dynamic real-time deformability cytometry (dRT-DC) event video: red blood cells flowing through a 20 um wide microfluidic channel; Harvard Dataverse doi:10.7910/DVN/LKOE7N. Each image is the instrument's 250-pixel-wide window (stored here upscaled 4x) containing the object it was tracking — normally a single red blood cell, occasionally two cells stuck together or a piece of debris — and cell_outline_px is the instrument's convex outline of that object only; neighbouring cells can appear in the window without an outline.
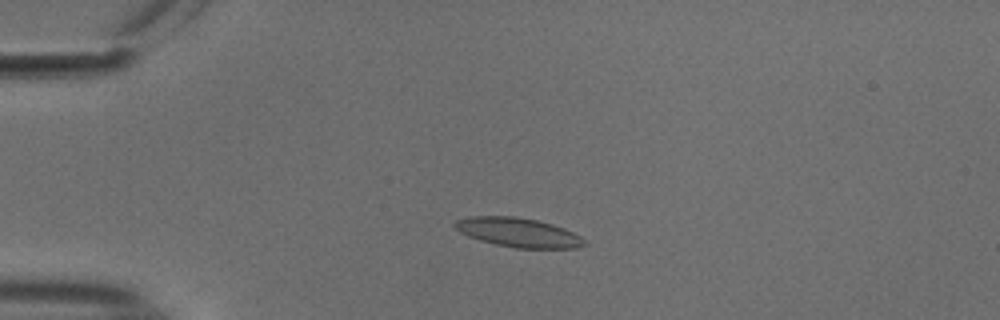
{"species": "common noctule bat (a hibernating species)", "species_latin": "Nyctalus noctula", "temperature_condition": "cold", "stored_images_in_passage": 43, "camera_frame_rate_fps": 3000, "um_per_image_px": 0.085, "animal": {"sex": "male", "body_mass_g": 18.8}, "frame": {"image": 1, "passage_image": 2, "time_ms": 0.333, "image_size_px": [1000, 320], "cell_outline_px": [[588, 244], [576, 248], [516, 248], [496, 244], [480, 240], [468, 236], [460, 232], [452, 224], [456, 220], [468, 216], [516, 216], [536, 220], [552, 224], [564, 228], [588, 240]], "centroid_in_image_um": [44.07, 19.75], "position_along_channel_um": 40.9, "area_um2": 22.14}}
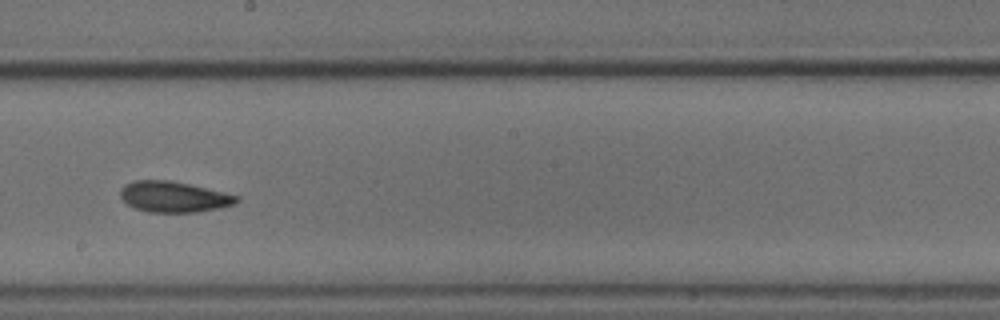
{"frame": {"image": 2, "passage_image": 20, "time_ms": 6.333, "image_size_px": [1000, 320], "cell_outline_px": [[240, 200], [236, 204], [196, 212], [148, 212], [136, 208], [128, 204], [120, 196], [120, 188], [124, 184], [132, 180], [168, 180], [188, 184], [240, 196]], "centroid_in_image_um": [14.75, 16.72], "position_along_channel_um": 233.5, "area_um2": 20.75}}
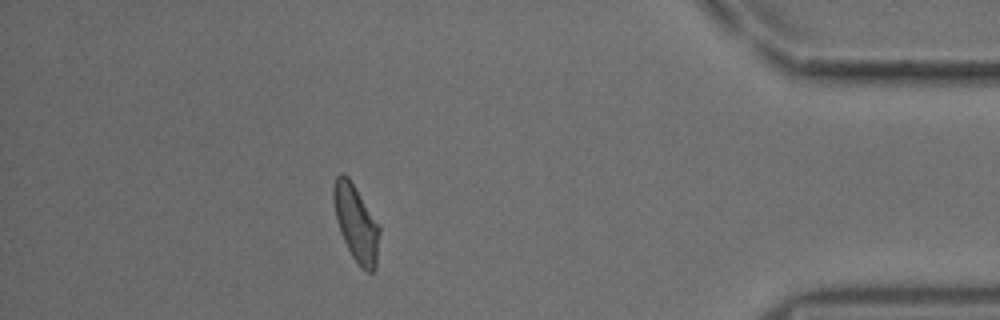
{"frame": {"image": 3, "passage_image": 37, "time_ms": 12.0, "image_size_px": [1000, 320], "cell_outline_px": [[380, 232], [376, 268], [372, 272], [368, 272], [360, 268], [352, 256], [340, 232], [336, 220], [332, 196], [332, 188], [336, 176], [340, 172], [344, 172], [348, 176], [380, 228]], "centroid_in_image_um": [30.24, 18.97], "position_along_channel_um": 405.0, "area_um2": 20.35}, "authors_computed_cell_mechanics": {"area_um2": 20.6924, "velocity_mm_per_s": 3.7315, "shape_relaxation_time_tau1_ms": 4.8984, "shape_relaxation_time_tau2_ms": 2.4669, "deformation_change_tau1": 0.1004, "deformation_change_tau2": 0.0807}}